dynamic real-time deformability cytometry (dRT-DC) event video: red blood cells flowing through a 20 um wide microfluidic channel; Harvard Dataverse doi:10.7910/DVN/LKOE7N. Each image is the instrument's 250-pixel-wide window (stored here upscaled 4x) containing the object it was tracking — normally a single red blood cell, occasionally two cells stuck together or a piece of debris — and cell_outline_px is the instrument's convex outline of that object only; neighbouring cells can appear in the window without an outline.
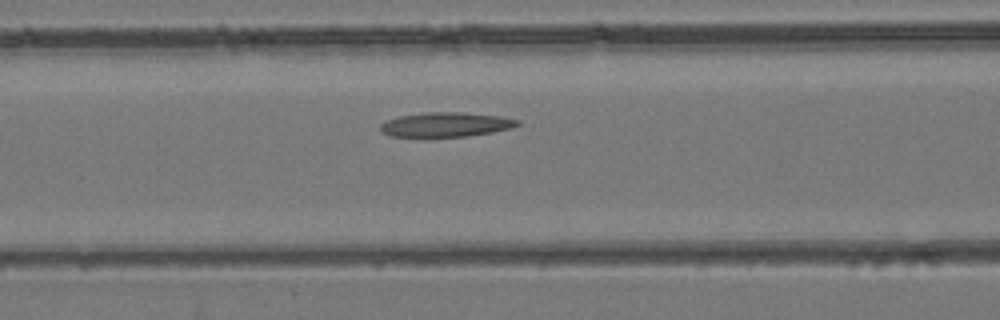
{"species": "common noctule bat (a hibernating species)", "species_latin": "Nyctalus noctula", "temperature_condition": "room temperature", "stored_images_in_passage": 36, "camera_frame_rate_fps": 3000, "um_per_image_px": 0.085, "animal": {"sex": "female", "body_mass_g": 24.6, "forearm_length_mm": 56.2}, "frame": {"image": 1, "passage_image": 13, "time_ms": 4.0, "image_size_px": [1000, 320], "cell_outline_px": [[520, 124], [512, 128], [492, 132], [468, 136], [388, 136], [380, 128], [380, 124], [388, 120], [400, 116], [428, 112], [464, 112], [500, 116], [520, 120]], "centroid_in_image_um": [37.95, 10.58], "position_along_channel_um": 128.7, "area_um2": 19.36}}
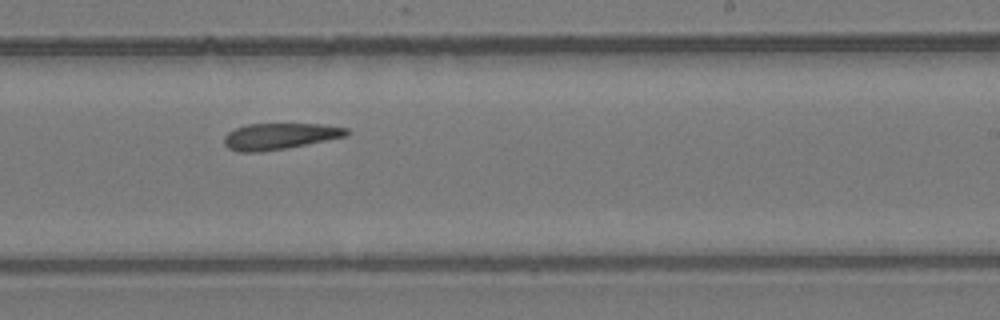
{"frame": {"image": 2, "passage_image": 22, "time_ms": 7.0, "image_size_px": [1000, 320], "cell_outline_px": [[352, 132], [348, 136], [288, 148], [260, 152], [240, 152], [228, 148], [224, 144], [224, 136], [228, 132], [244, 124], [324, 124], [348, 128]], "centroid_in_image_um": [23.81, 11.58], "position_along_channel_um": 265.2, "area_um2": 19.02}}
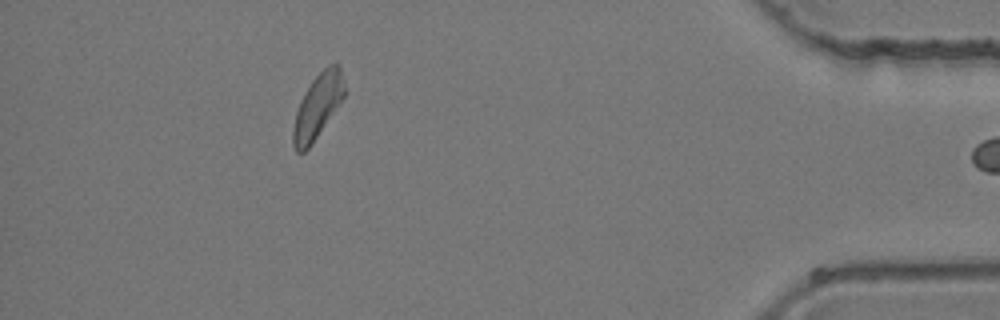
{"frame": {"image": 3, "passage_image": 35, "time_ms": 11.333, "image_size_px": [1000, 320], "cell_outline_px": [[344, 96], [308, 148], [304, 152], [296, 152], [292, 144], [292, 132], [296, 112], [300, 100], [304, 92], [312, 80], [328, 64], [336, 60], [340, 68], [344, 88]], "centroid_in_image_um": [26.97, 9.0], "position_along_channel_um": 408.2, "area_um2": 18.79}}